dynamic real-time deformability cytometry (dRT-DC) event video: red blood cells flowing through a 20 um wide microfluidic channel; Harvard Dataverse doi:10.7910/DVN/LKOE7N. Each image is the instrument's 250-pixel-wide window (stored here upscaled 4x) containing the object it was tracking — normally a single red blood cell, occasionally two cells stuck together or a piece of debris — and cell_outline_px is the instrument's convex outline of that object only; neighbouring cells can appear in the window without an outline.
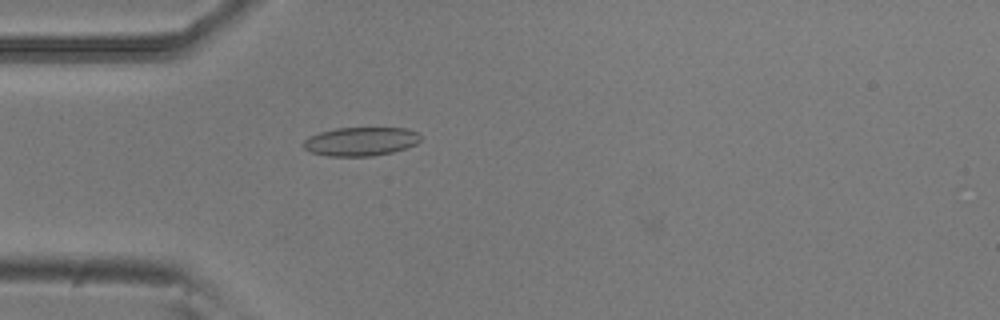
{"species": "common noctule bat (a hibernating species)", "species_latin": "Nyctalus noctula", "temperature_condition": "room temperature", "stored_images_in_passage": 42, "camera_frame_rate_fps": 3000, "um_per_image_px": 0.085, "animal": {"sex": "male", "body_mass_g": 20.5, "forearm_length_mm": 52.5}, "frame": {"image": 1, "passage_image": 4, "time_ms": 1.0, "image_size_px": [1000, 320], "cell_outline_px": [[420, 140], [416, 144], [392, 152], [372, 156], [328, 156], [312, 152], [304, 148], [300, 144], [308, 136], [320, 132], [336, 128], [408, 128], [416, 132], [420, 136]], "centroid_in_image_um": [30.62, 12.02], "position_along_channel_um": 54.4, "area_um2": 19.59}}
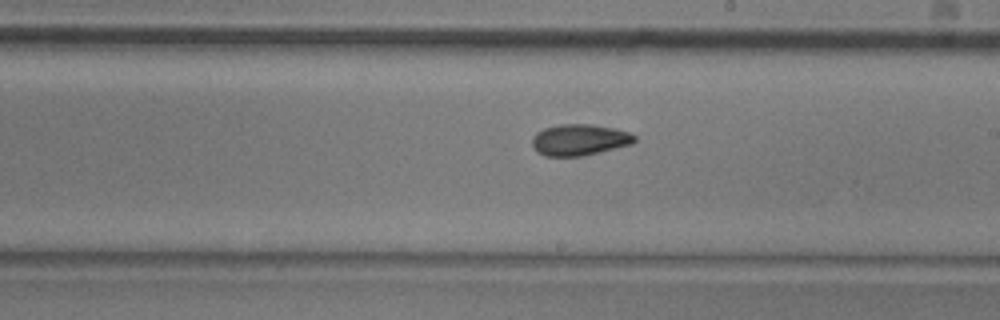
{"frame": {"image": 2, "passage_image": 19, "time_ms": 6.0, "image_size_px": [1000, 320], "cell_outline_px": [[636, 140], [632, 144], [580, 156], [544, 156], [536, 152], [532, 144], [532, 136], [536, 132], [544, 128], [560, 124], [588, 124], [612, 128], [628, 132], [636, 136]], "centroid_in_image_um": [49.2, 11.88], "position_along_channel_um": 239.8, "area_um2": 18.55}}
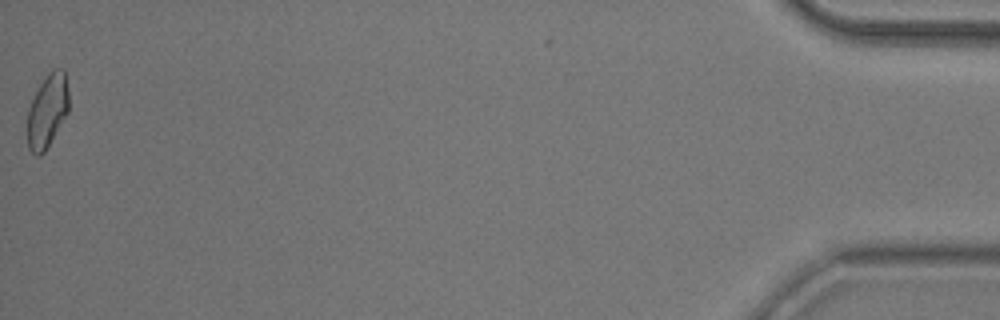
{"frame": {"image": 3, "passage_image": 42, "time_ms": 13.667, "image_size_px": [1000, 320], "cell_outline_px": [[68, 112], [44, 152], [40, 156], [36, 156], [28, 148], [28, 108], [40, 84], [48, 72], [52, 68], [64, 68], [68, 88]], "centroid_in_image_um": [4.03, 9.39], "position_along_channel_um": 431.2, "area_um2": 17.63}, "authors_computed_cell_mechanics": {"area_um2": 17.7157, "velocity_mm_per_s": 3.8054, "shape_relaxation_time_tau1_ms": 4.6299, "shape_relaxation_time_tau2_ms": 2.7741, "deformation_change_tau1": 0.1234, "deformation_change_tau2": 0.0839}}